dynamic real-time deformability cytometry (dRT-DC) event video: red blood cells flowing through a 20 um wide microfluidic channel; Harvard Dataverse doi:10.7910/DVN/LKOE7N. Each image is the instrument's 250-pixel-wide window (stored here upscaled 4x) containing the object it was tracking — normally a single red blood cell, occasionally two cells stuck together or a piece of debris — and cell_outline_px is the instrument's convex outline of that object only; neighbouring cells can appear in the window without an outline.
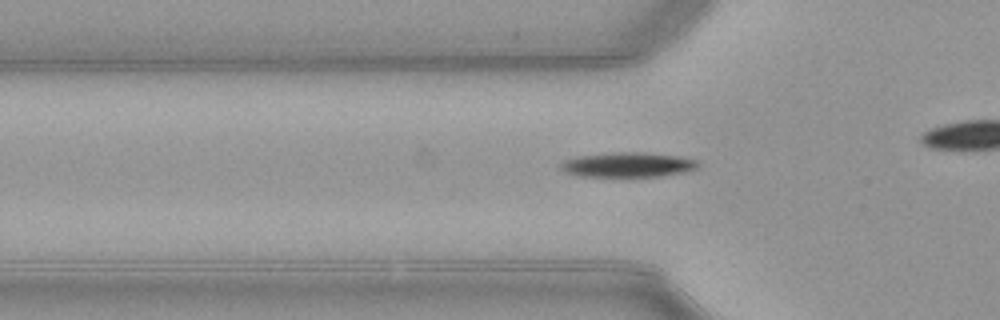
{"species": "common noctule bat (a hibernating species)", "species_latin": "Nyctalus noctula", "temperature_condition": "warm", "stored_images_in_passage": 42, "camera_frame_rate_fps": 3000, "um_per_image_px": 0.085, "animal": {"sex": "female", "body_mass_g": 21.9}, "frame": {"image": 1, "passage_image": 17, "time_ms": 5.333, "image_size_px": [1000, 320], "cell_outline_px": [[700, 164], [696, 168], [684, 172], [660, 176], [580, 176], [564, 172], [560, 168], [560, 164], [564, 160], [576, 156], [612, 152], [644, 152], [676, 156], [696, 160]], "centroid_in_image_um": [53.32, 13.99], "position_along_channel_um": 72.5, "area_um2": 19.77}}
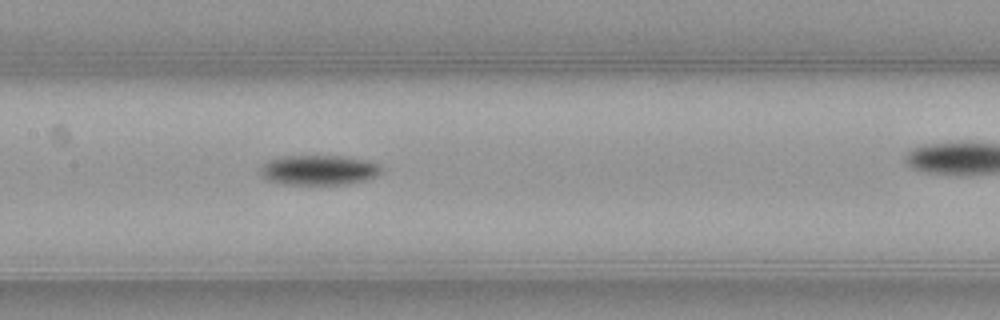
{"frame": {"image": 2, "passage_image": 25, "time_ms": 8.0, "image_size_px": [1000, 320], "cell_outline_px": [[384, 172], [368, 180], [344, 184], [280, 184], [268, 180], [260, 176], [260, 168], [268, 160], [280, 156], [348, 156], [372, 160], [380, 164], [384, 168]], "centroid_in_image_um": [27.17, 14.44], "position_along_channel_um": 180.2, "area_um2": 21.68}}
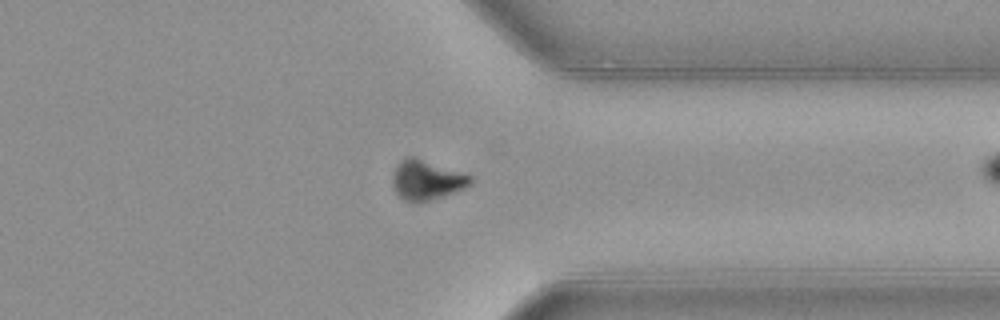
{"frame": {"image": 3, "passage_image": 40, "time_ms": 13.0, "image_size_px": [1000, 320], "cell_outline_px": [[472, 184], [464, 188], [444, 196], [416, 204], [404, 200], [396, 192], [392, 184], [392, 172], [396, 164], [400, 160], [408, 156], [412, 156], [472, 176]], "centroid_in_image_um": [36.22, 15.32], "position_along_channel_um": 375.2, "area_um2": 18.09}}